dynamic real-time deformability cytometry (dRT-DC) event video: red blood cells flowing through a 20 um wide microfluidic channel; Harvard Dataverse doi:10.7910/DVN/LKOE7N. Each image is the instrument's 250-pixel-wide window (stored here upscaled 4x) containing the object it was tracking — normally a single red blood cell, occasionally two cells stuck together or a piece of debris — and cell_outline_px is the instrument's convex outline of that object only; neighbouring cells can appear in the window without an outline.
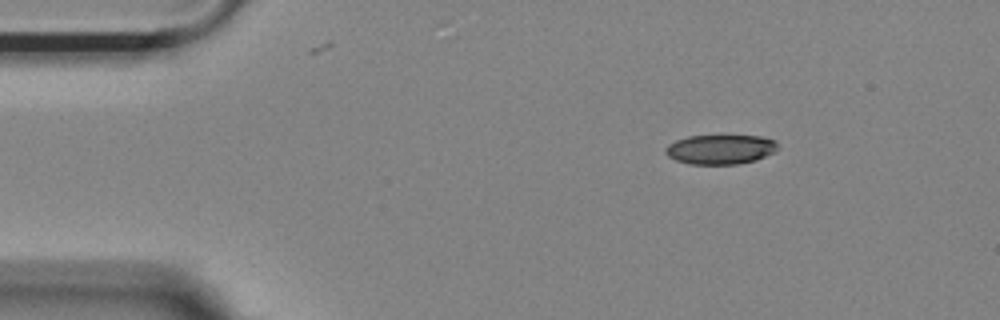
{"species": "Egyptian fruit bat (a non-hibernating species)", "species_latin": "Rousettus aegyptiacus", "temperature_condition": "room temperature", "stored_images_in_passage": 47, "camera_frame_rate_fps": 3000, "um_per_image_px": 0.085, "animal": {"sex": "female"}, "frame": {"image": 1, "passage_image": 1, "time_ms": 0.0, "image_size_px": [1000, 320], "cell_outline_px": [[776, 152], [756, 160], [740, 164], [688, 164], [676, 160], [668, 156], [664, 152], [664, 148], [668, 144], [676, 140], [688, 136], [760, 136], [776, 140]], "centroid_in_image_um": [61.22, 12.7], "position_along_channel_um": 23.8, "area_um2": 19.42}}
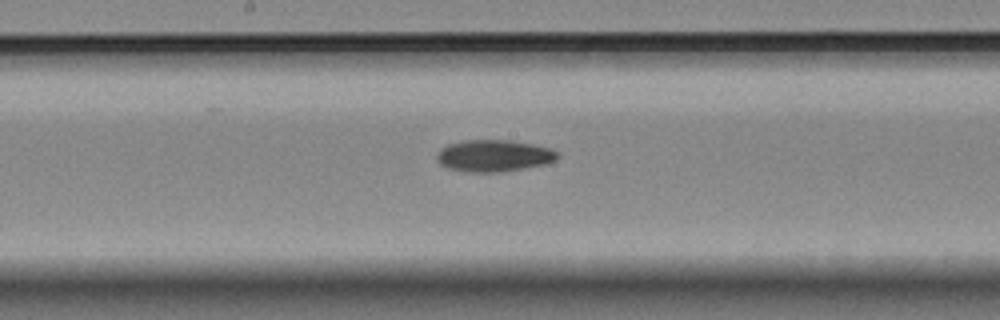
{"frame": {"image": 2, "passage_image": 21, "time_ms": 6.667, "image_size_px": [1000, 320], "cell_outline_px": [[560, 156], [556, 160], [544, 164], [524, 168], [500, 172], [472, 172], [448, 168], [440, 164], [436, 160], [436, 156], [448, 144], [464, 140], [508, 140], [532, 144], [552, 148]], "centroid_in_image_um": [42.0, 13.23], "position_along_channel_um": 206.2, "area_um2": 22.2}}
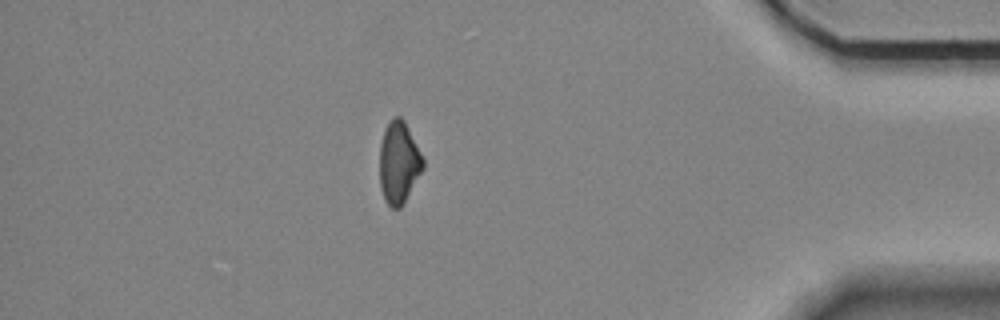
{"frame": {"image": 3, "passage_image": 40, "time_ms": 13.0, "image_size_px": [1000, 320], "cell_outline_px": [[424, 168], [404, 204], [400, 208], [392, 208], [384, 200], [380, 188], [380, 144], [384, 128], [392, 116], [400, 116], [404, 120], [424, 160]], "centroid_in_image_um": [33.89, 13.83], "position_along_channel_um": 401.3, "area_um2": 20.92}, "authors_computed_cell_mechanics": {"area_um2": 21.5016, "velocity_mm_per_s": 3.7143, "shape_relaxation_time_tau1_ms": 8.5785, "shape_relaxation_time_tau2_ms": null, "deformation_change_tau1": 0.1728, "deformation_change_tau2": null}}